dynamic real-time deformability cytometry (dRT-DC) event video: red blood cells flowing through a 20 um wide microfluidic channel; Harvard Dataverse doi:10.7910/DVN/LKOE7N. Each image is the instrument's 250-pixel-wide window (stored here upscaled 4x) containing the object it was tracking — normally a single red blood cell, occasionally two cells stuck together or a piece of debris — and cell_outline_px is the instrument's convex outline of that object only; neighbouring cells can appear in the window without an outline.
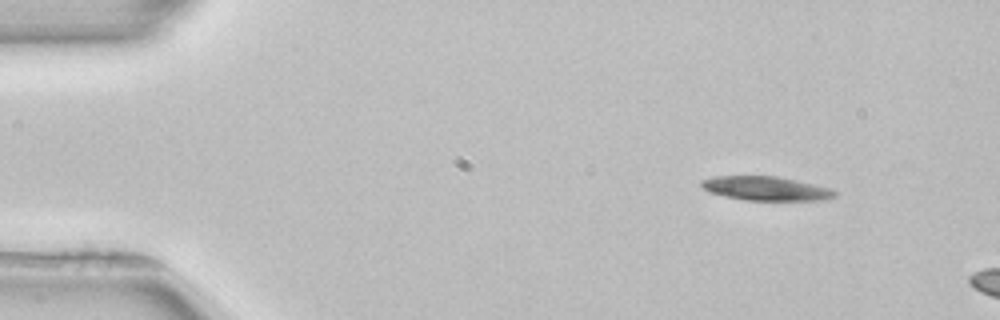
{"species": "common noctule bat (a hibernating species)", "species_latin": "Nyctalus noctula", "temperature_condition": "room temperature", "stored_images_in_passage": 6, "camera_frame_rate_fps": 3000, "um_per_image_px": 0.085, "animal": {"sex": "female", "body_mass_g": 22.7, "forearm_length_mm": 54.2}, "frame": {"image": 1, "passage_image": 1, "time_ms": 0.0, "image_size_px": [1000, 320], "cell_outline_px": [[836, 196], [824, 200], [748, 200], [724, 196], [712, 192], [704, 188], [700, 184], [700, 180], [716, 176], [776, 176], [796, 180], [832, 188], [836, 192]], "centroid_in_image_um": [65.14, 16.01], "position_along_channel_um": 19.9, "area_um2": 18.55}}